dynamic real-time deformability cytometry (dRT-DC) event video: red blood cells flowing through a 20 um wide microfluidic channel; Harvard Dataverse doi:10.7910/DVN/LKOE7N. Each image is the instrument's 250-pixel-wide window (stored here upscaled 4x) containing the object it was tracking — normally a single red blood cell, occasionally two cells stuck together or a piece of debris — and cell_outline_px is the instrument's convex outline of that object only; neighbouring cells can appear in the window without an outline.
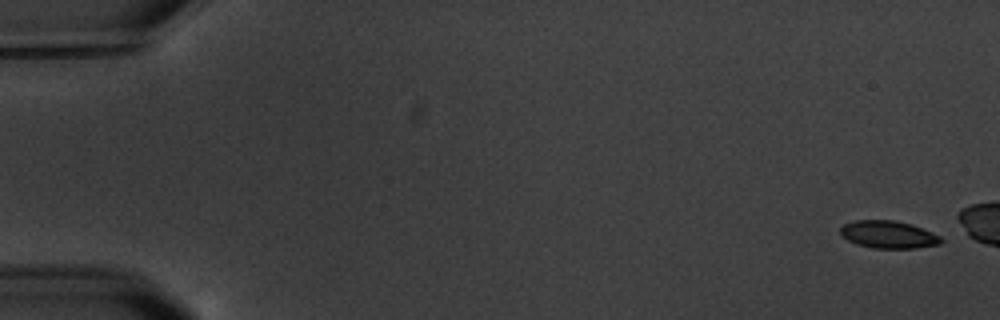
{"species": "common noctule bat (a hibernating species)", "species_latin": "Nyctalus noctula", "temperature_condition": "warm", "stored_images_in_passage": 5, "camera_frame_rate_fps": 3000, "um_per_image_px": 0.085, "animal": {"sex": "male", "body_mass_g": 20.1, "forearm_length_mm": 53.5}, "frame": {"image": 1, "passage_image": 1, "time_ms": 0.0, "image_size_px": [1000, 320], "cell_outline_px": [[944, 240], [940, 244], [916, 248], [872, 248], [856, 244], [848, 240], [840, 232], [840, 228], [844, 224], [856, 220], [892, 220], [912, 224], [932, 232], [940, 236]], "centroid_in_image_um": [75.54, 19.94], "position_along_channel_um": 9.5, "area_um2": 16.13}}